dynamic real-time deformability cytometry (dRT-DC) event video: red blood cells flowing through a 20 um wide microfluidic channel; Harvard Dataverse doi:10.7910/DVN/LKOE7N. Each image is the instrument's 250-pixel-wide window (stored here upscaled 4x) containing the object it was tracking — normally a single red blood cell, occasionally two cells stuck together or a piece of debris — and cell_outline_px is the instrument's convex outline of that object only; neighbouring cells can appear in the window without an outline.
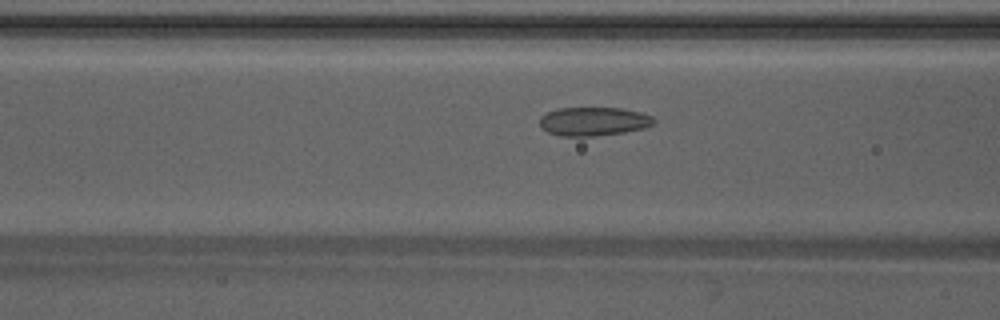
{"species": "Egyptian fruit bat (a non-hibernating species)", "species_latin": "Rousettus aegyptiacus", "temperature_condition": "warm", "stored_images_in_passage": 33, "camera_frame_rate_fps": 3000, "um_per_image_px": 0.085, "animal": {"sex": "male"}, "frame": {"image": 1, "passage_image": 8, "time_ms": 2.333, "image_size_px": [1000, 320], "cell_outline_px": [[656, 120], [652, 124], [644, 128], [624, 132], [592, 136], [560, 136], [548, 132], [540, 124], [540, 116], [548, 112], [560, 108], [620, 108], [640, 112], [652, 116]], "centroid_in_image_um": [50.46, 10.32], "position_along_channel_um": 116.1, "area_um2": 18.9}}
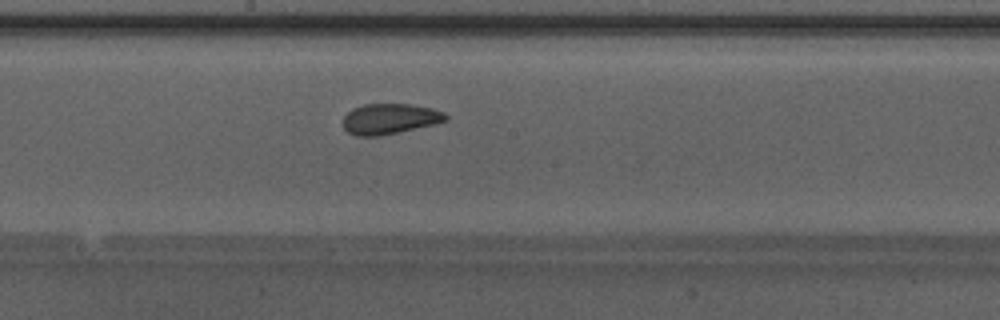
{"frame": {"image": 2, "passage_image": 15, "time_ms": 4.667, "image_size_px": [1000, 320], "cell_outline_px": [[448, 120], [436, 124], [380, 136], [356, 136], [348, 132], [344, 128], [344, 116], [352, 108], [364, 104], [408, 104], [432, 108], [444, 112], [448, 116]], "centroid_in_image_um": [33.15, 10.1], "position_along_channel_um": 215.1, "area_um2": 18.32}}
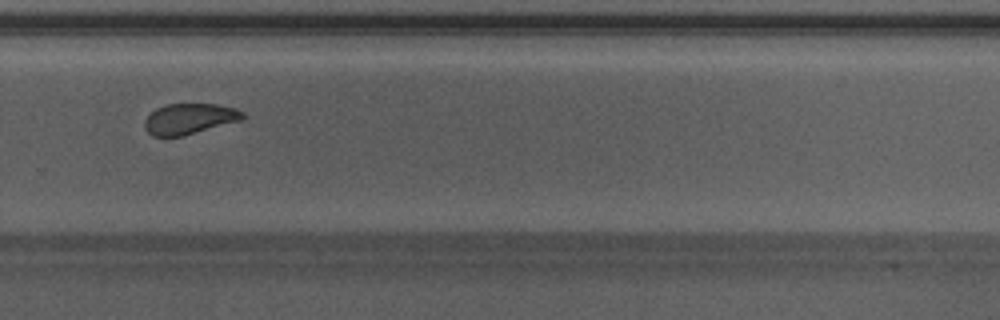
{"frame": {"image": 3, "passage_image": 22, "time_ms": 7.0, "image_size_px": [1000, 320], "cell_outline_px": [[244, 120], [184, 136], [152, 136], [144, 128], [144, 120], [156, 108], [164, 104], [216, 104], [236, 108], [244, 112]], "centroid_in_image_um": [16.13, 10.1], "position_along_channel_um": 313.7, "area_um2": 17.8}, "authors_computed_cell_mechanics": {"area_um2": 18.7272, "velocity_mm_per_s": 4.2391, "shape_relaxation_time_tau1_ms": 2.963, "shape_relaxation_time_tau2_ms": 1.0869, "deformation_change_tau1": 0.0781, "deformation_change_tau2": 0.065}}